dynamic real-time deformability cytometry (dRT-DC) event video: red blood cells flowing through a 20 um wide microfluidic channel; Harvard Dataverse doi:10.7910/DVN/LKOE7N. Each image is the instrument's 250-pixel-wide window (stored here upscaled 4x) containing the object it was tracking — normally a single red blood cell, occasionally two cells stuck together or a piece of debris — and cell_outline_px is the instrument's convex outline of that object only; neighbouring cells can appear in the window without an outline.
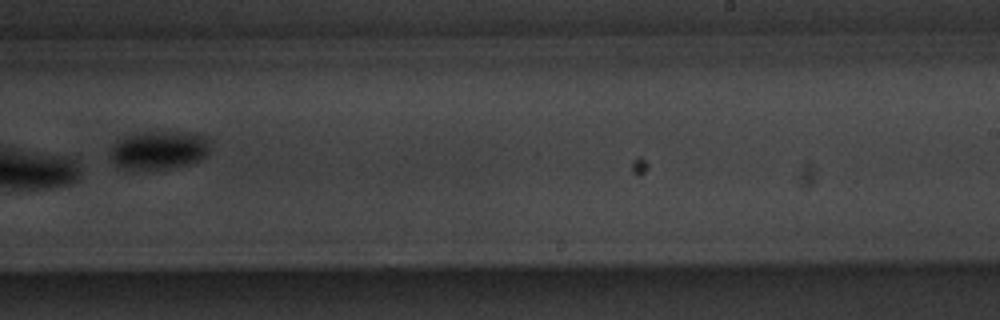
{"species": "common noctule bat (a hibernating species)", "species_latin": "Nyctalus noctula", "temperature_condition": "warm", "stored_images_in_passage": 14, "camera_frame_rate_fps": 3000, "um_per_image_px": 0.085, "animal": {"sex": "male", "body_mass_g": 20.1, "forearm_length_mm": 53.5}, "frame": {"image": 1, "passage_image": 10, "time_ms": 11.667, "image_size_px": [1000, 320], "cell_outline_px": [[208, 156], [200, 160], [188, 164], [168, 168], [136, 172], [124, 168], [116, 164], [112, 160], [112, 148], [120, 140], [128, 136], [148, 132], [180, 132], [204, 136], [208, 144]], "centroid_in_image_um": [13.52, 12.81], "position_along_channel_um": 275.5, "area_um2": 22.02}}